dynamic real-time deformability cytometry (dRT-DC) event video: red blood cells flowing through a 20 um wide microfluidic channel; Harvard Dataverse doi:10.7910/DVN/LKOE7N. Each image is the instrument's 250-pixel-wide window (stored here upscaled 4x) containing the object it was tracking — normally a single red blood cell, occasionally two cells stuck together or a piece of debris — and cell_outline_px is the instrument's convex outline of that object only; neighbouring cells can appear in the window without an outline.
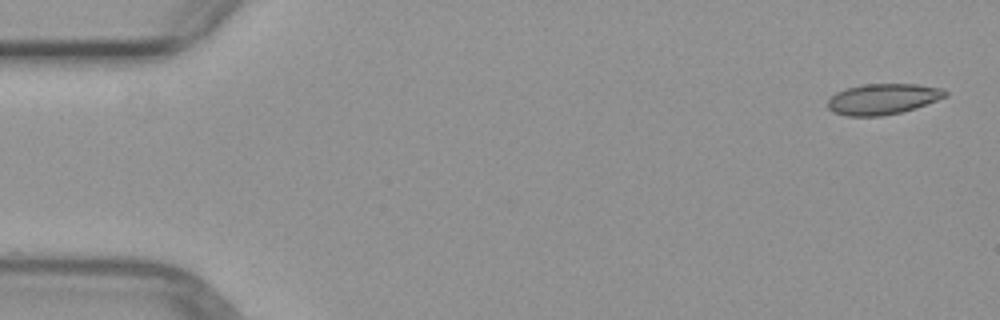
{"species": "common noctule bat (a hibernating species)", "species_latin": "Nyctalus noctula", "temperature_condition": "warm", "stored_images_in_passage": 6, "camera_frame_rate_fps": 3000, "um_per_image_px": 0.085, "animal": {"sex": "female", "body_mass_g": 29.2, "forearm_length_mm": 56.3}, "frame": {"image": 1, "passage_image": 1, "time_ms": 0.0, "image_size_px": [1000, 320], "cell_outline_px": [[948, 96], [916, 108], [900, 112], [880, 116], [844, 116], [832, 112], [828, 108], [828, 100], [836, 92], [848, 88], [868, 84], [916, 84], [944, 88], [948, 92]], "centroid_in_image_um": [75.07, 8.42], "position_along_channel_um": 9.9, "area_um2": 21.1}}
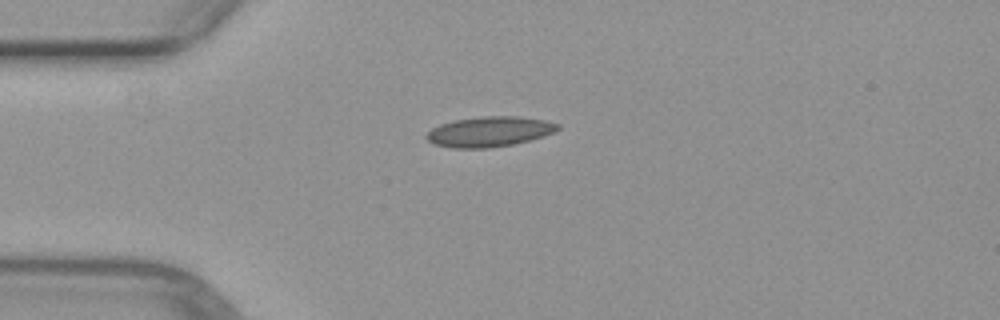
{"frame": {"image": 2, "passage_image": 4, "time_ms": 3.667, "image_size_px": [1000, 320], "cell_outline_px": [[560, 128], [544, 136], [512, 144], [488, 148], [452, 148], [436, 144], [428, 140], [424, 136], [432, 128], [440, 124], [456, 120], [484, 116], [516, 116], [544, 120], [560, 124]], "centroid_in_image_um": [41.59, 11.19], "position_along_channel_um": 43.4, "area_um2": 22.83}}
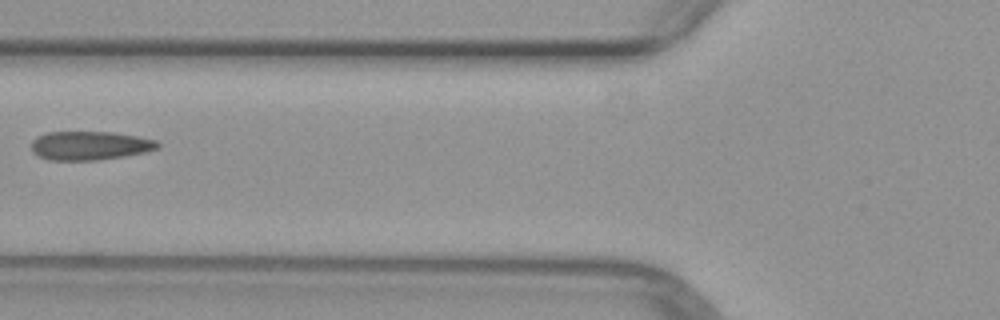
{"frame": {"image": 3, "passage_image": 6, "time_ms": 6.0, "image_size_px": [1000, 320], "cell_outline_px": [[160, 148], [144, 152], [124, 156], [96, 160], [48, 160], [32, 152], [32, 140], [36, 136], [48, 132], [112, 132], [136, 136], [156, 140], [160, 144]], "centroid_in_image_um": [7.63, 12.37], "position_along_channel_um": 118.2, "area_um2": 21.15}}